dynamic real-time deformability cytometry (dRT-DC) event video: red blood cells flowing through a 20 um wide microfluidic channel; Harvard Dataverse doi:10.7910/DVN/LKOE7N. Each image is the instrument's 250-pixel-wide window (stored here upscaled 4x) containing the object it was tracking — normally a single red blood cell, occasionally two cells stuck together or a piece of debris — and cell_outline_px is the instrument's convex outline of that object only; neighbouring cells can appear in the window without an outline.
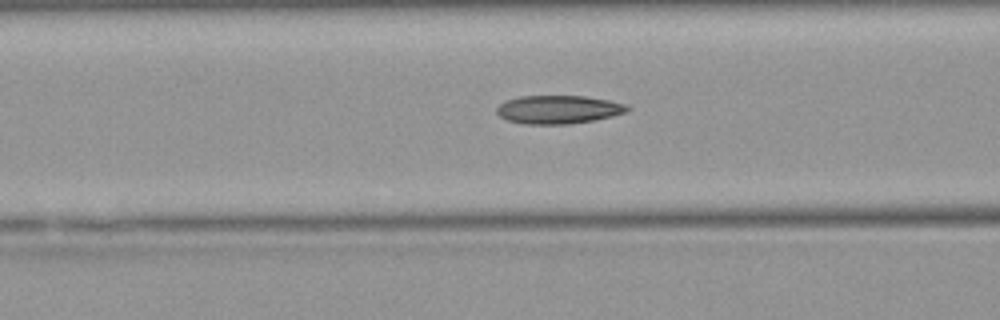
{"species": "Egyptian fruit bat (a non-hibernating species)", "species_latin": "Rousettus aegyptiacus", "temperature_condition": "warm", "stored_images_in_passage": 31, "camera_frame_rate_fps": 3000, "um_per_image_px": 0.085, "animal": {"sex": "female"}, "frame": {"image": 1, "passage_image": 11, "time_ms": 3.333, "image_size_px": [1000, 320], "cell_outline_px": [[632, 108], [628, 112], [592, 120], [568, 124], [524, 124], [508, 120], [500, 116], [496, 112], [496, 108], [504, 100], [520, 96], [584, 96], [608, 100], [624, 104]], "centroid_in_image_um": [47.44, 9.3], "position_along_channel_um": 119.2, "area_um2": 21.5}}
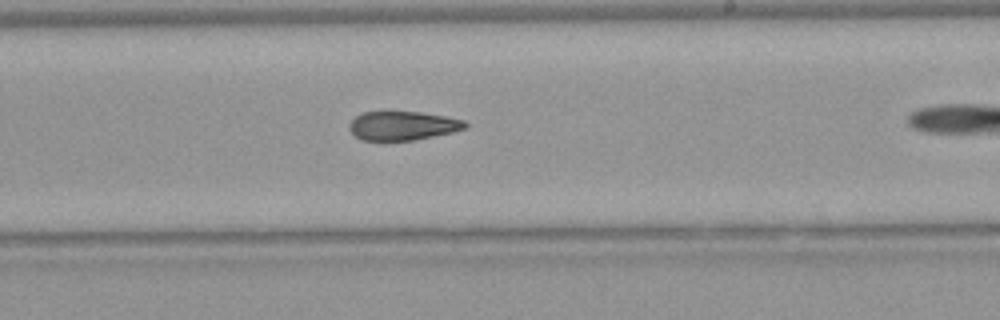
{"frame": {"image": 2, "passage_image": 21, "time_ms": 6.667, "image_size_px": [1000, 320], "cell_outline_px": [[468, 124], [464, 128], [452, 132], [412, 140], [384, 144], [360, 140], [348, 128], [348, 124], [360, 112], [380, 108], [388, 108], [420, 112], [444, 116], [464, 120]], "centroid_in_image_um": [34.08, 10.67], "position_along_channel_um": 254.9, "area_um2": 21.04}}
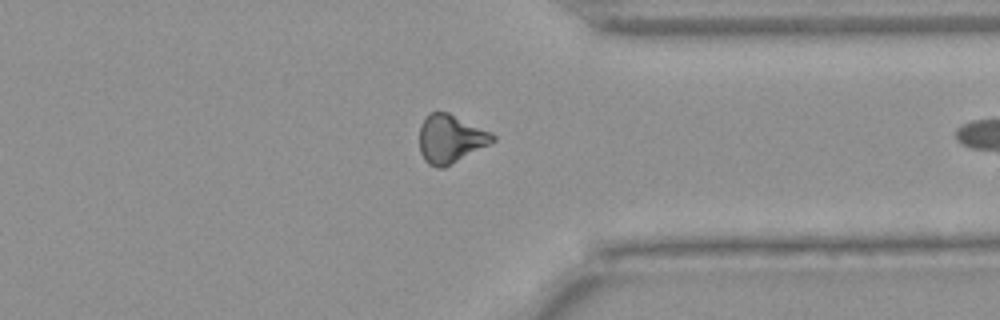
{"frame": {"image": 3, "passage_image": 30, "time_ms": 9.667, "image_size_px": [1000, 320], "cell_outline_px": [[496, 140], [444, 168], [436, 168], [428, 164], [424, 160], [420, 152], [420, 124], [428, 112], [448, 112], [492, 132], [496, 136]], "centroid_in_image_um": [38.27, 11.79], "position_along_channel_um": 373.1, "area_um2": 20.69}}